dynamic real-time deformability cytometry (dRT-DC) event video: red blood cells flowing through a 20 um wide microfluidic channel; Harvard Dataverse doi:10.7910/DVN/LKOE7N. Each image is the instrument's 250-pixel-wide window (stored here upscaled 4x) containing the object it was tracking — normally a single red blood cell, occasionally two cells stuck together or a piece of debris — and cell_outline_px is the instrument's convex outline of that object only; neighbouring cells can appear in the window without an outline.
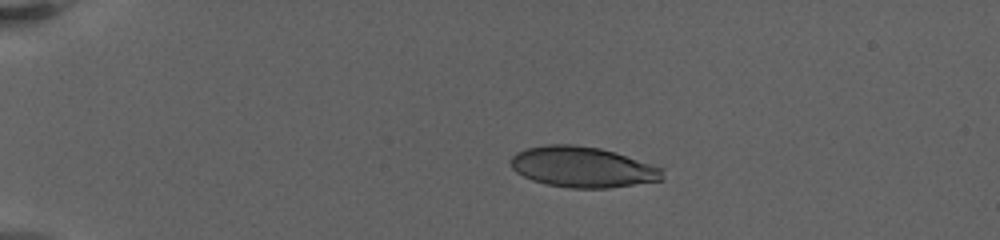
{"species": "human", "species_latin": "Homo sapiens", "temperature_condition": "warm", "stored_images_in_passage": 8, "camera_frame_rate_fps": 3000, "um_per_image_px": 0.085, "donor": {"sex": "female"}, "frame": {"image": 1, "passage_image": 1, "time_ms": 0.0, "image_size_px": [1000, 240], "cell_outline_px": [[664, 180], [608, 188], [568, 188], [544, 184], [532, 180], [516, 172], [512, 168], [512, 156], [516, 152], [528, 148], [548, 144], [572, 144], [600, 148], [616, 152], [664, 168]], "centroid_in_image_um": [49.56, 14.2], "position_along_channel_um": 35.4, "area_um2": 36.18}}
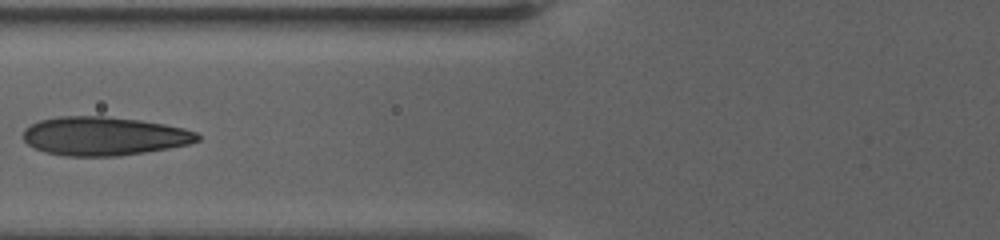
{"frame": {"image": 2, "passage_image": 6, "time_ms": 4.667, "image_size_px": [1000, 240], "cell_outline_px": [[200, 140], [188, 144], [168, 148], [144, 152], [116, 156], [64, 156], [44, 152], [28, 144], [24, 140], [24, 128], [40, 120], [60, 116], [104, 116], [140, 120], [164, 124], [184, 128], [196, 132], [200, 136]], "centroid_in_image_um": [8.83, 11.57], "position_along_channel_um": 117.0, "area_um2": 39.19}}
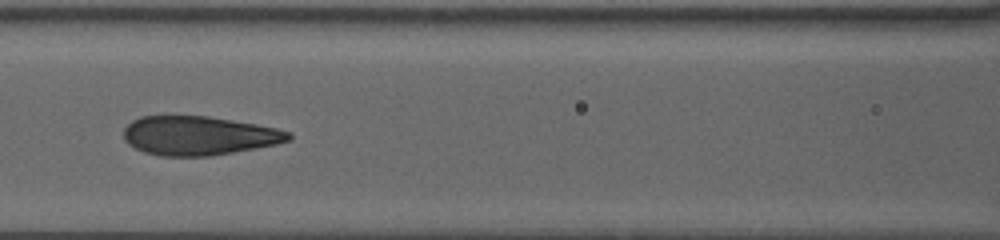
{"frame": {"image": 3, "passage_image": 7, "time_ms": 5.667, "image_size_px": [1000, 240], "cell_outline_px": [[292, 140], [276, 144], [212, 156], [160, 156], [144, 152], [128, 144], [124, 140], [124, 128], [132, 120], [140, 116], [208, 116], [256, 124], [276, 128], [292, 132]], "centroid_in_image_um": [16.9, 11.53], "position_along_channel_um": 149.7, "area_um2": 37.57}}